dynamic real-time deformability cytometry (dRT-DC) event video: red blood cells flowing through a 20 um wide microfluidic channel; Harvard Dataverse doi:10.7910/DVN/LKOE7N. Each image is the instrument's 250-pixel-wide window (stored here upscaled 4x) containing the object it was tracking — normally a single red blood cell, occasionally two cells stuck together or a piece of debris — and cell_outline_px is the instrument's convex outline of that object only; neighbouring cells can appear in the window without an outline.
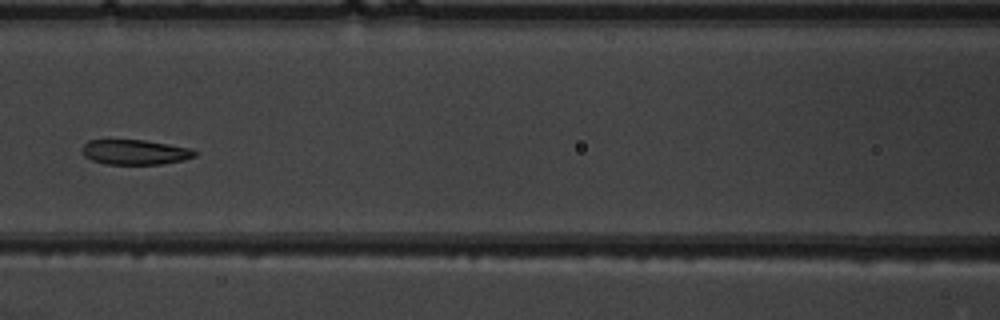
{"species": "common noctule bat (a hibernating species)", "species_latin": "Nyctalus noctula", "temperature_condition": "warm", "stored_images_in_passage": 7, "camera_frame_rate_fps": 3000, "um_per_image_px": 0.085, "animal": {"sex": "male", "body_mass_g": 19.5, "forearm_length_mm": 54.6}, "frame": {"image": 1, "passage_image": 6, "time_ms": 6.0, "image_size_px": [1000, 320], "cell_outline_px": [[196, 156], [184, 160], [160, 164], [104, 164], [92, 160], [84, 156], [80, 152], [80, 148], [88, 140], [144, 140], [192, 148], [196, 152]], "centroid_in_image_um": [11.44, 12.93], "position_along_channel_um": 155.2, "area_um2": 16.53}}
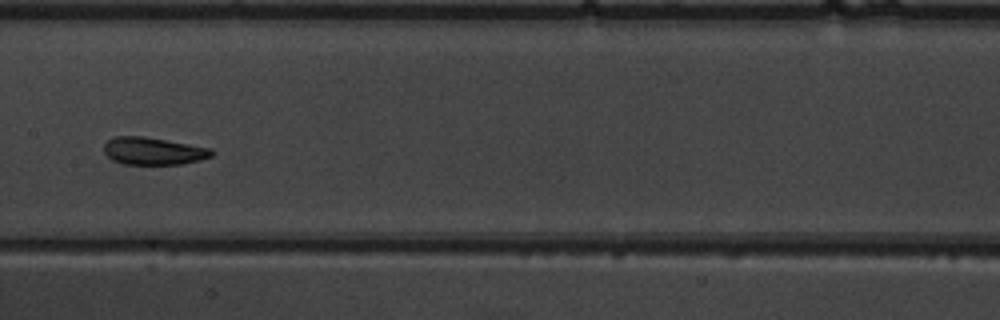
{"frame": {"image": 2, "passage_image": 7, "time_ms": 7.0, "image_size_px": [1000, 320], "cell_outline_px": [[216, 152], [212, 156], [200, 160], [180, 164], [124, 164], [112, 160], [104, 152], [104, 144], [108, 140], [116, 136], [144, 136], [212, 148]], "centroid_in_image_um": [13.05, 12.83], "position_along_channel_um": 194.3, "area_um2": 17.28}}